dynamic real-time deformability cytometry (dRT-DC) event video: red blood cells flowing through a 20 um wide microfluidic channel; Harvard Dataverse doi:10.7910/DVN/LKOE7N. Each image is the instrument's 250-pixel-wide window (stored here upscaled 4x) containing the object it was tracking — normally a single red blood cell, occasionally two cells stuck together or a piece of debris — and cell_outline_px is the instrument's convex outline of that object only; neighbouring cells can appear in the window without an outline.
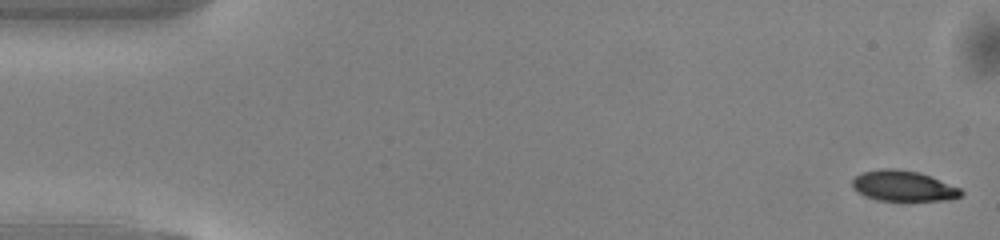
{"species": "common noctule bat (a hibernating species)", "species_latin": "Nyctalus noctula", "temperature_condition": "warm", "stored_images_in_passage": 49, "camera_frame_rate_fps": 3000, "um_per_image_px": 0.085, "animal": {"sex": "male", "body_mass_g": 13.0, "forearm_length_mm": 53.1}, "frame": {"image": 1, "passage_image": 1, "time_ms": 0.0, "image_size_px": [1000, 240], "cell_outline_px": [[964, 192], [960, 196], [948, 200], [880, 200], [864, 196], [856, 192], [852, 188], [852, 180], [860, 172], [884, 168], [896, 168], [920, 172], [960, 188]], "centroid_in_image_um": [76.74, 15.79], "position_along_channel_um": 8.3, "area_um2": 19.42}}
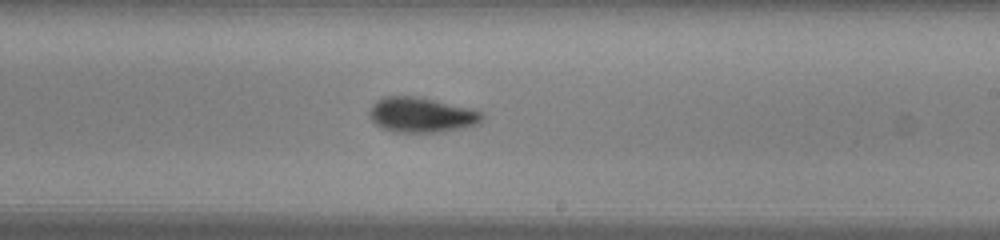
{"frame": {"image": 2, "passage_image": 29, "time_ms": 9.333, "image_size_px": [1000, 240], "cell_outline_px": [[484, 116], [480, 124], [444, 132], [392, 132], [380, 128], [368, 116], [368, 112], [372, 104], [376, 100], [384, 96], [416, 96], [472, 108], [484, 112]], "centroid_in_image_um": [35.83, 9.77], "position_along_channel_um": 253.2, "area_um2": 23.47}}
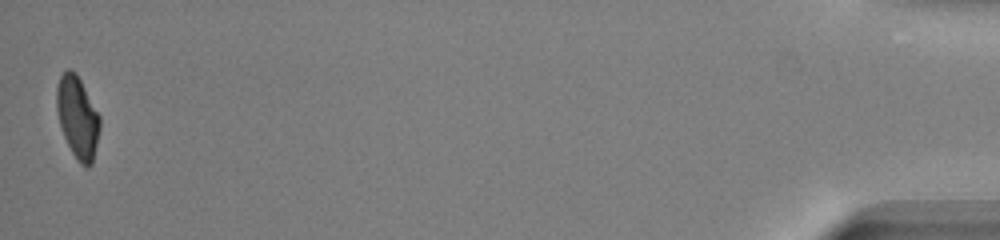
{"frame": {"image": 3, "passage_image": 49, "time_ms": 16.0, "image_size_px": [1000, 240], "cell_outline_px": [[100, 128], [92, 164], [88, 168], [80, 164], [76, 160], [64, 136], [60, 124], [56, 108], [56, 88], [60, 76], [68, 68], [76, 72], [100, 116]], "centroid_in_image_um": [6.59, 9.97], "position_along_channel_um": 428.6, "area_um2": 20.58}, "authors_computed_cell_mechanics": {"area_um2": 21.8484, "velocity_mm_per_s": 4.1312, "shape_relaxation_time_tau1_ms": 2.8039, "shape_relaxation_time_tau2_ms": 1.5073, "deformation_change_tau1": 0.1397, "deformation_change_tau2": 0.0509}}